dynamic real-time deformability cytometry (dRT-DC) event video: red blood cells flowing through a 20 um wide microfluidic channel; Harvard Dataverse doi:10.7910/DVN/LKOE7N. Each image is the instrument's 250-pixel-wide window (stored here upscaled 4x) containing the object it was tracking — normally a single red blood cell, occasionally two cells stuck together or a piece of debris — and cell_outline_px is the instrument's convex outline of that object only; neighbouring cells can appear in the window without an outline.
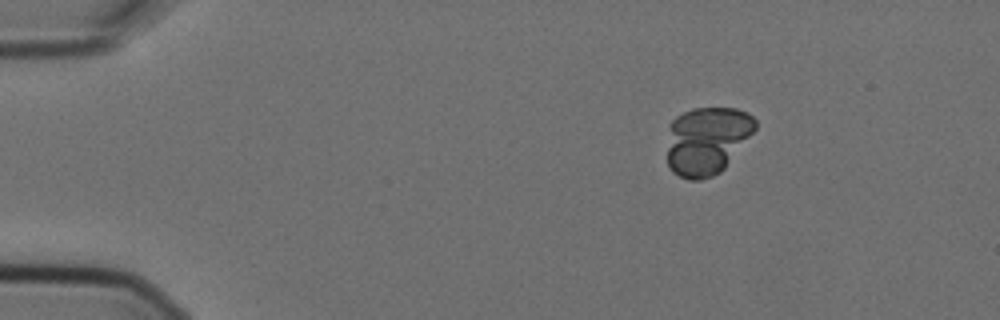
{"species": "Egyptian fruit bat (a non-hibernating species)", "species_latin": "Rousettus aegyptiacus", "temperature_condition": "cold", "stored_images_in_passage": 7, "camera_frame_rate_fps": 3000, "um_per_image_px": 0.085, "animal": {"sex": "female"}, "frame": {"image": 1, "passage_image": 3, "time_ms": 0.667, "image_size_px": [1000, 320], "cell_outline_px": [[756, 128], [724, 168], [720, 172], [712, 176], [700, 180], [688, 180], [672, 172], [668, 164], [668, 124], [676, 116], [692, 108], [736, 108], [748, 112], [756, 120]], "centroid_in_image_um": [60.07, 11.93], "position_along_channel_um": 24.9, "area_um2": 34.97}}